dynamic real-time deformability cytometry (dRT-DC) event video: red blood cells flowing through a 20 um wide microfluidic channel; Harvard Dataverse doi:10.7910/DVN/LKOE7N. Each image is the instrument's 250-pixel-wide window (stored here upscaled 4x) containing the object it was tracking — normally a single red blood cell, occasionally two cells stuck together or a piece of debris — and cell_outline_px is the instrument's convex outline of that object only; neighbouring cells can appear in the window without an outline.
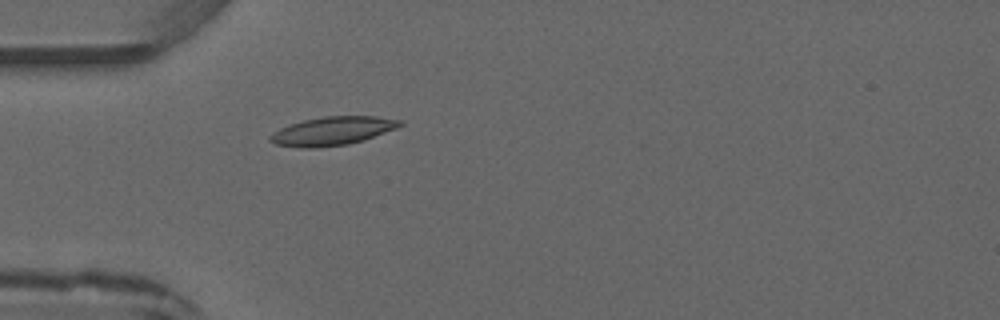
{"species": "common noctule bat (a hibernating species)", "species_latin": "Nyctalus noctula", "temperature_condition": "warm", "stored_images_in_passage": 4, "camera_frame_rate_fps": 3000, "um_per_image_px": 0.085, "animal": {"sex": "male", "forearm_length_mm": 52.5}, "frame": {"image": 1, "passage_image": 4, "time_ms": 3.333, "image_size_px": [1000, 320], "cell_outline_px": [[404, 124], [396, 128], [364, 140], [348, 144], [312, 148], [300, 148], [276, 144], [268, 140], [268, 136], [280, 128], [288, 124], [304, 120], [324, 116], [376, 116], [404, 120]], "centroid_in_image_um": [28.26, 11.13], "position_along_channel_um": 56.7, "area_um2": 21.68}}